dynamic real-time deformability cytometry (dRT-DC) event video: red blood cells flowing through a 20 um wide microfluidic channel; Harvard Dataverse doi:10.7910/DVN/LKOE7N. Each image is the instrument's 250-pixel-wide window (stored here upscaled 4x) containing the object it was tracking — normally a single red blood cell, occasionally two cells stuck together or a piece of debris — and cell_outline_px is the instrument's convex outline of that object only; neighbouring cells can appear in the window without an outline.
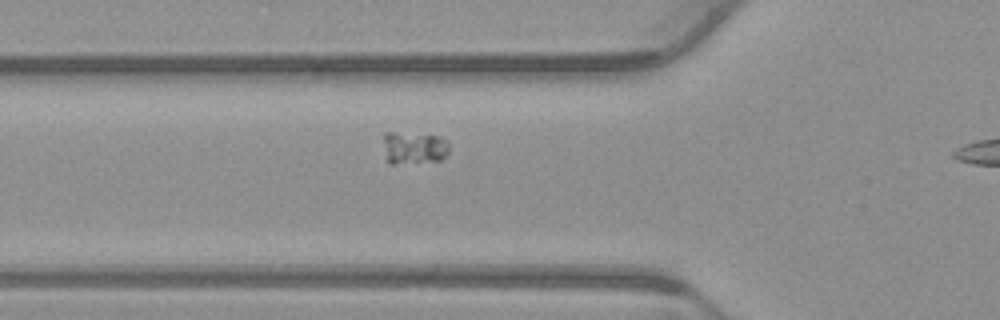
{"species": "common noctule bat (a hibernating species)", "species_latin": "Nyctalus noctula", "temperature_condition": "warm", "stored_images_in_passage": 30, "segment_of_instrument_passage": [1, 2], "camera_frame_rate_fps": 3000, "um_per_image_px": 0.085, "animal": {"sex": "male", "body_mass_g": 23.1, "forearm_length_mm": 52.7}, "frame": {"image": 1, "passage_image": 5, "time_ms": 1.333, "image_size_px": [1000, 320], "cell_outline_px": [[448, 152], [440, 160], [392, 164], [388, 164], [384, 140], [384, 132], [392, 132], [440, 136], [448, 140]], "centroid_in_image_um": [35.2, 12.55], "position_along_channel_um": 90.6, "area_um2": 12.25}}
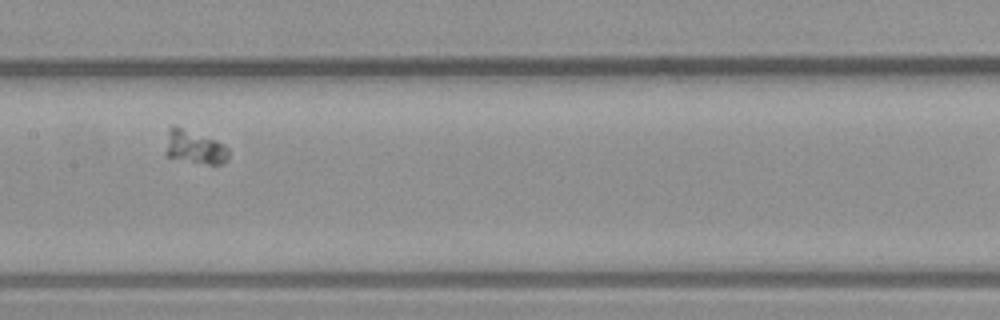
{"frame": {"image": 2, "passage_image": 13, "time_ms": 4.0, "image_size_px": [1000, 320], "cell_outline_px": [[228, 160], [220, 164], [208, 164], [168, 156], [164, 152], [168, 128], [180, 128], [216, 140], [224, 144], [228, 148]], "centroid_in_image_um": [16.55, 12.52], "position_along_channel_um": 190.8, "area_um2": 11.85}}
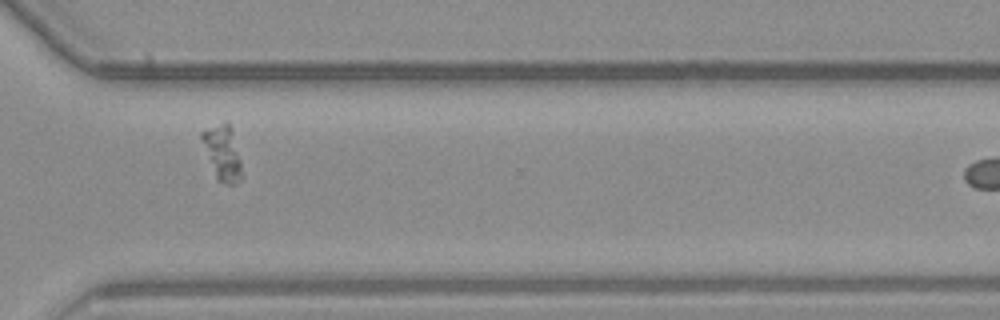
{"frame": {"image": 3, "passage_image": 26, "time_ms": 8.333, "image_size_px": [1000, 320], "cell_outline_px": [[240, 180], [232, 184], [228, 184], [216, 180], [200, 136], [200, 132], [224, 120], [228, 120], [232, 128], [240, 160]], "centroid_in_image_um": [18.89, 12.93], "position_along_channel_um": 351.7, "area_um2": 12.66}}